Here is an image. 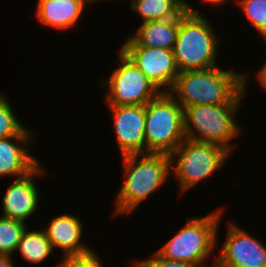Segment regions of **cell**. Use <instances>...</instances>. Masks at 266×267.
Returning a JSON list of instances; mask_svg holds the SVG:
<instances>
[{
  "label": "cell",
  "instance_id": "cell-1",
  "mask_svg": "<svg viewBox=\"0 0 266 267\" xmlns=\"http://www.w3.org/2000/svg\"><path fill=\"white\" fill-rule=\"evenodd\" d=\"M248 74L243 73V88L228 102L218 105H193L183 108L185 137L198 142L216 144L229 153L232 140L241 132L236 112L245 91ZM197 134V135H196Z\"/></svg>",
  "mask_w": 266,
  "mask_h": 267
},
{
  "label": "cell",
  "instance_id": "cell-2",
  "mask_svg": "<svg viewBox=\"0 0 266 267\" xmlns=\"http://www.w3.org/2000/svg\"><path fill=\"white\" fill-rule=\"evenodd\" d=\"M121 159L125 180L116 198L114 215L131 213L172 174L170 155L166 153L130 154Z\"/></svg>",
  "mask_w": 266,
  "mask_h": 267
},
{
  "label": "cell",
  "instance_id": "cell-3",
  "mask_svg": "<svg viewBox=\"0 0 266 267\" xmlns=\"http://www.w3.org/2000/svg\"><path fill=\"white\" fill-rule=\"evenodd\" d=\"M243 88V73L217 67L179 72L169 93L183 107L228 103Z\"/></svg>",
  "mask_w": 266,
  "mask_h": 267
},
{
  "label": "cell",
  "instance_id": "cell-4",
  "mask_svg": "<svg viewBox=\"0 0 266 267\" xmlns=\"http://www.w3.org/2000/svg\"><path fill=\"white\" fill-rule=\"evenodd\" d=\"M209 20L188 3L180 17L179 30L173 48L179 72L217 67L219 39Z\"/></svg>",
  "mask_w": 266,
  "mask_h": 267
},
{
  "label": "cell",
  "instance_id": "cell-5",
  "mask_svg": "<svg viewBox=\"0 0 266 267\" xmlns=\"http://www.w3.org/2000/svg\"><path fill=\"white\" fill-rule=\"evenodd\" d=\"M222 209L202 218L195 217L168 240L156 253L170 261L190 263L197 267H205L210 254L217 249L218 226ZM216 247V248H214Z\"/></svg>",
  "mask_w": 266,
  "mask_h": 267
},
{
  "label": "cell",
  "instance_id": "cell-6",
  "mask_svg": "<svg viewBox=\"0 0 266 267\" xmlns=\"http://www.w3.org/2000/svg\"><path fill=\"white\" fill-rule=\"evenodd\" d=\"M183 107L169 92L145 105L146 153L171 154L184 140Z\"/></svg>",
  "mask_w": 266,
  "mask_h": 267
},
{
  "label": "cell",
  "instance_id": "cell-7",
  "mask_svg": "<svg viewBox=\"0 0 266 267\" xmlns=\"http://www.w3.org/2000/svg\"><path fill=\"white\" fill-rule=\"evenodd\" d=\"M229 152L224 148L186 138L171 154V172L181 193L205 180L224 165ZM178 159V160H177Z\"/></svg>",
  "mask_w": 266,
  "mask_h": 267
},
{
  "label": "cell",
  "instance_id": "cell-8",
  "mask_svg": "<svg viewBox=\"0 0 266 267\" xmlns=\"http://www.w3.org/2000/svg\"><path fill=\"white\" fill-rule=\"evenodd\" d=\"M118 56L119 66L101 81L108 106L146 105L162 92L121 50Z\"/></svg>",
  "mask_w": 266,
  "mask_h": 267
},
{
  "label": "cell",
  "instance_id": "cell-9",
  "mask_svg": "<svg viewBox=\"0 0 266 267\" xmlns=\"http://www.w3.org/2000/svg\"><path fill=\"white\" fill-rule=\"evenodd\" d=\"M220 254L211 267H266V246L235 223H229Z\"/></svg>",
  "mask_w": 266,
  "mask_h": 267
},
{
  "label": "cell",
  "instance_id": "cell-10",
  "mask_svg": "<svg viewBox=\"0 0 266 267\" xmlns=\"http://www.w3.org/2000/svg\"><path fill=\"white\" fill-rule=\"evenodd\" d=\"M120 50L160 91L172 89L179 75L173 50L143 46H122Z\"/></svg>",
  "mask_w": 266,
  "mask_h": 267
},
{
  "label": "cell",
  "instance_id": "cell-11",
  "mask_svg": "<svg viewBox=\"0 0 266 267\" xmlns=\"http://www.w3.org/2000/svg\"><path fill=\"white\" fill-rule=\"evenodd\" d=\"M121 156L146 154L145 105L109 106Z\"/></svg>",
  "mask_w": 266,
  "mask_h": 267
},
{
  "label": "cell",
  "instance_id": "cell-12",
  "mask_svg": "<svg viewBox=\"0 0 266 267\" xmlns=\"http://www.w3.org/2000/svg\"><path fill=\"white\" fill-rule=\"evenodd\" d=\"M43 174L44 169L39 163L27 175L11 182L2 198L3 217L26 223V219L35 213L40 203L39 189L34 179Z\"/></svg>",
  "mask_w": 266,
  "mask_h": 267
},
{
  "label": "cell",
  "instance_id": "cell-13",
  "mask_svg": "<svg viewBox=\"0 0 266 267\" xmlns=\"http://www.w3.org/2000/svg\"><path fill=\"white\" fill-rule=\"evenodd\" d=\"M34 139L33 136H10L0 139V178L15 175L17 178L23 177L39 164L40 161L25 148Z\"/></svg>",
  "mask_w": 266,
  "mask_h": 267
},
{
  "label": "cell",
  "instance_id": "cell-14",
  "mask_svg": "<svg viewBox=\"0 0 266 267\" xmlns=\"http://www.w3.org/2000/svg\"><path fill=\"white\" fill-rule=\"evenodd\" d=\"M81 222L78 217L63 214L54 217L47 229H44L53 248L62 249L63 256L81 255L92 250L83 241L81 242L83 235V224Z\"/></svg>",
  "mask_w": 266,
  "mask_h": 267
},
{
  "label": "cell",
  "instance_id": "cell-15",
  "mask_svg": "<svg viewBox=\"0 0 266 267\" xmlns=\"http://www.w3.org/2000/svg\"><path fill=\"white\" fill-rule=\"evenodd\" d=\"M180 17L141 23L136 34L129 35L122 46L155 47L173 50L179 30Z\"/></svg>",
  "mask_w": 266,
  "mask_h": 267
},
{
  "label": "cell",
  "instance_id": "cell-16",
  "mask_svg": "<svg viewBox=\"0 0 266 267\" xmlns=\"http://www.w3.org/2000/svg\"><path fill=\"white\" fill-rule=\"evenodd\" d=\"M37 3L38 21L61 31L75 26L88 5L86 0H38Z\"/></svg>",
  "mask_w": 266,
  "mask_h": 267
},
{
  "label": "cell",
  "instance_id": "cell-17",
  "mask_svg": "<svg viewBox=\"0 0 266 267\" xmlns=\"http://www.w3.org/2000/svg\"><path fill=\"white\" fill-rule=\"evenodd\" d=\"M131 10L138 13L142 23L181 17L188 10L185 0H131Z\"/></svg>",
  "mask_w": 266,
  "mask_h": 267
},
{
  "label": "cell",
  "instance_id": "cell-18",
  "mask_svg": "<svg viewBox=\"0 0 266 267\" xmlns=\"http://www.w3.org/2000/svg\"><path fill=\"white\" fill-rule=\"evenodd\" d=\"M18 249L23 259L34 264L41 263L54 251L43 229L42 231H28L27 227L21 235Z\"/></svg>",
  "mask_w": 266,
  "mask_h": 267
},
{
  "label": "cell",
  "instance_id": "cell-19",
  "mask_svg": "<svg viewBox=\"0 0 266 267\" xmlns=\"http://www.w3.org/2000/svg\"><path fill=\"white\" fill-rule=\"evenodd\" d=\"M26 225L21 221L0 217V255L10 256L17 251L18 243Z\"/></svg>",
  "mask_w": 266,
  "mask_h": 267
},
{
  "label": "cell",
  "instance_id": "cell-20",
  "mask_svg": "<svg viewBox=\"0 0 266 267\" xmlns=\"http://www.w3.org/2000/svg\"><path fill=\"white\" fill-rule=\"evenodd\" d=\"M13 113L10 101L0 95V139L10 136H31L32 131L26 129Z\"/></svg>",
  "mask_w": 266,
  "mask_h": 267
},
{
  "label": "cell",
  "instance_id": "cell-21",
  "mask_svg": "<svg viewBox=\"0 0 266 267\" xmlns=\"http://www.w3.org/2000/svg\"><path fill=\"white\" fill-rule=\"evenodd\" d=\"M253 27L266 40V0H237Z\"/></svg>",
  "mask_w": 266,
  "mask_h": 267
},
{
  "label": "cell",
  "instance_id": "cell-22",
  "mask_svg": "<svg viewBox=\"0 0 266 267\" xmlns=\"http://www.w3.org/2000/svg\"><path fill=\"white\" fill-rule=\"evenodd\" d=\"M58 267H103L102 261L94 250L81 255L62 256Z\"/></svg>",
  "mask_w": 266,
  "mask_h": 267
},
{
  "label": "cell",
  "instance_id": "cell-23",
  "mask_svg": "<svg viewBox=\"0 0 266 267\" xmlns=\"http://www.w3.org/2000/svg\"><path fill=\"white\" fill-rule=\"evenodd\" d=\"M140 267H197L190 263L181 262V261H170L164 258H161L156 252L152 255V258L136 260Z\"/></svg>",
  "mask_w": 266,
  "mask_h": 267
},
{
  "label": "cell",
  "instance_id": "cell-24",
  "mask_svg": "<svg viewBox=\"0 0 266 267\" xmlns=\"http://www.w3.org/2000/svg\"><path fill=\"white\" fill-rule=\"evenodd\" d=\"M261 87L266 90V64L263 68L257 73Z\"/></svg>",
  "mask_w": 266,
  "mask_h": 267
},
{
  "label": "cell",
  "instance_id": "cell-25",
  "mask_svg": "<svg viewBox=\"0 0 266 267\" xmlns=\"http://www.w3.org/2000/svg\"><path fill=\"white\" fill-rule=\"evenodd\" d=\"M9 255H0V267H14V263Z\"/></svg>",
  "mask_w": 266,
  "mask_h": 267
},
{
  "label": "cell",
  "instance_id": "cell-26",
  "mask_svg": "<svg viewBox=\"0 0 266 267\" xmlns=\"http://www.w3.org/2000/svg\"><path fill=\"white\" fill-rule=\"evenodd\" d=\"M204 3L213 4L212 6L223 5V3L227 2L228 0H202Z\"/></svg>",
  "mask_w": 266,
  "mask_h": 267
},
{
  "label": "cell",
  "instance_id": "cell-27",
  "mask_svg": "<svg viewBox=\"0 0 266 267\" xmlns=\"http://www.w3.org/2000/svg\"><path fill=\"white\" fill-rule=\"evenodd\" d=\"M88 3H92V2H95V1H99V0H86Z\"/></svg>",
  "mask_w": 266,
  "mask_h": 267
},
{
  "label": "cell",
  "instance_id": "cell-28",
  "mask_svg": "<svg viewBox=\"0 0 266 267\" xmlns=\"http://www.w3.org/2000/svg\"><path fill=\"white\" fill-rule=\"evenodd\" d=\"M133 266L134 267H140L137 263H135L134 261H133Z\"/></svg>",
  "mask_w": 266,
  "mask_h": 267
}]
</instances>
